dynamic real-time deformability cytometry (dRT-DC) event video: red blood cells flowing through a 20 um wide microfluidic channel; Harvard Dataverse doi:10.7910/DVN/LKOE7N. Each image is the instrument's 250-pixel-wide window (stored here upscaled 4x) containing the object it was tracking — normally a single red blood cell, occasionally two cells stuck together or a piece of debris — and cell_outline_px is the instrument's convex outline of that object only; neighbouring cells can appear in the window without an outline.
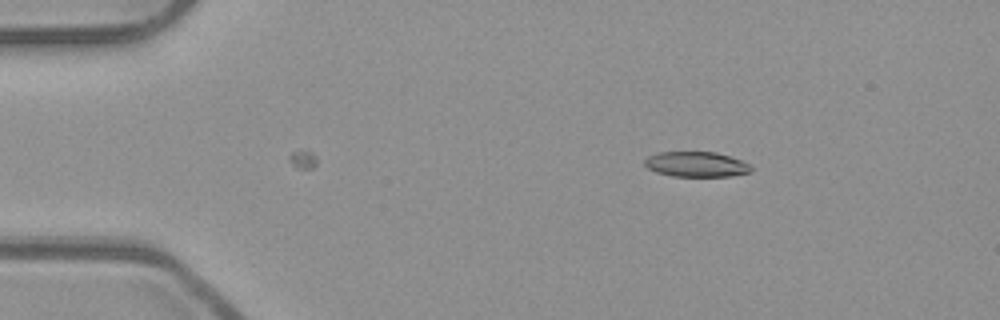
{"species": "common noctule bat (a hibernating species)", "species_latin": "Nyctalus noctula", "temperature_condition": "room temperature", "stored_images_in_passage": 14, "camera_frame_rate_fps": 3000, "um_per_image_px": 0.085, "animal": {"sex": "male", "body_mass_g": 23.1, "forearm_length_mm": 52.7}, "frame": {"image": 1, "passage_image": 14, "time_ms": 4.333, "image_size_px": [1000, 320], "cell_outline_px": [[752, 172], [732, 176], [672, 176], [656, 172], [648, 168], [644, 164], [644, 160], [648, 156], [656, 152], [716, 152], [740, 160], [748, 164], [752, 168]], "centroid_in_image_um": [59.16, 13.97], "position_along_channel_um": 25.8, "area_um2": 15.61}}